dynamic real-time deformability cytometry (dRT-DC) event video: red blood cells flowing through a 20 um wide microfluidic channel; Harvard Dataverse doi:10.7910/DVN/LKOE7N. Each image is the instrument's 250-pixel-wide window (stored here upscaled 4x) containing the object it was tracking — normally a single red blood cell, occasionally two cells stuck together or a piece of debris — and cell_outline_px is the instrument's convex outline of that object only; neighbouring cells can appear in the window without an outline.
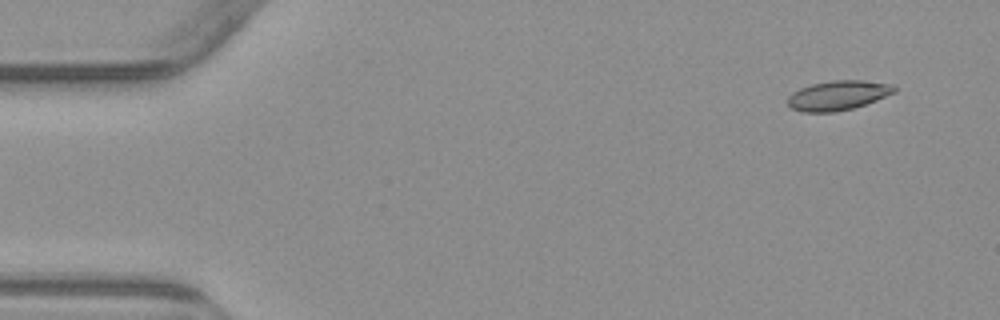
{"species": "common noctule bat (a hibernating species)", "species_latin": "Nyctalus noctula", "temperature_condition": "warm", "stored_images_in_passage": 7, "camera_frame_rate_fps": 3000, "um_per_image_px": 0.085, "animal": {"sex": "male", "body_mass_g": 23.1, "forearm_length_mm": 52.7}, "frame": {"image": 1, "passage_image": 1, "time_ms": 0.0, "image_size_px": [1000, 320], "cell_outline_px": [[896, 92], [876, 100], [852, 108], [836, 112], [804, 112], [792, 108], [788, 104], [788, 96], [792, 92], [800, 88], [812, 84], [832, 80], [864, 80], [892, 84], [896, 88]], "centroid_in_image_um": [71.23, 8.1], "position_along_channel_um": 13.8, "area_um2": 18.32}}
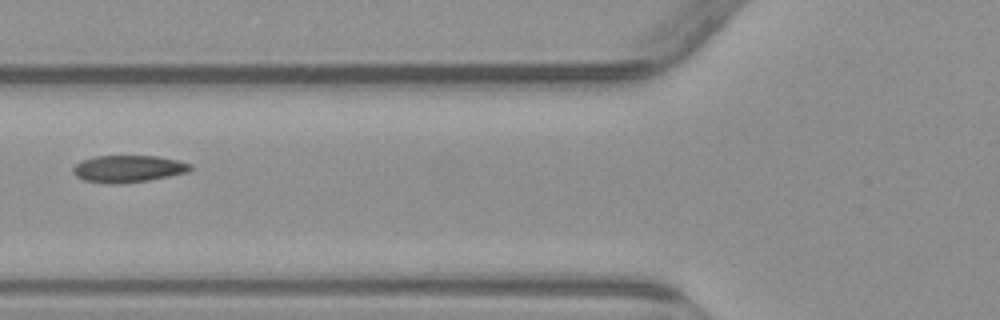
{"frame": {"image": 2, "passage_image": 5, "time_ms": 5.667, "image_size_px": [1000, 320], "cell_outline_px": [[192, 168], [188, 172], [148, 180], [116, 184], [112, 184], [84, 180], [76, 176], [72, 172], [72, 168], [80, 160], [96, 156], [160, 156], [180, 160], [192, 164]], "centroid_in_image_um": [10.9, 14.33], "position_along_channel_um": 114.9, "area_um2": 18.55}}
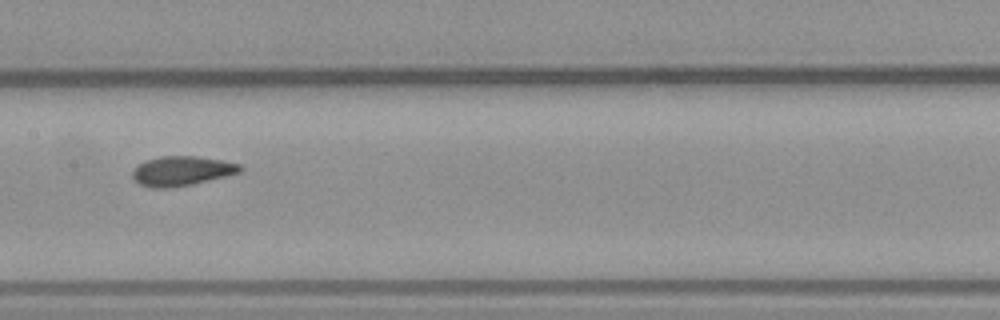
{"frame": {"image": 3, "passage_image": 7, "time_ms": 7.667, "image_size_px": [1000, 320], "cell_outline_px": [[244, 168], [240, 172], [192, 184], [172, 188], [152, 188], [140, 184], [132, 176], [132, 172], [140, 164], [148, 160], [160, 156], [196, 156], [220, 160], [240, 164]], "centroid_in_image_um": [15.46, 14.53], "position_along_channel_um": 191.9, "area_um2": 18.26}}